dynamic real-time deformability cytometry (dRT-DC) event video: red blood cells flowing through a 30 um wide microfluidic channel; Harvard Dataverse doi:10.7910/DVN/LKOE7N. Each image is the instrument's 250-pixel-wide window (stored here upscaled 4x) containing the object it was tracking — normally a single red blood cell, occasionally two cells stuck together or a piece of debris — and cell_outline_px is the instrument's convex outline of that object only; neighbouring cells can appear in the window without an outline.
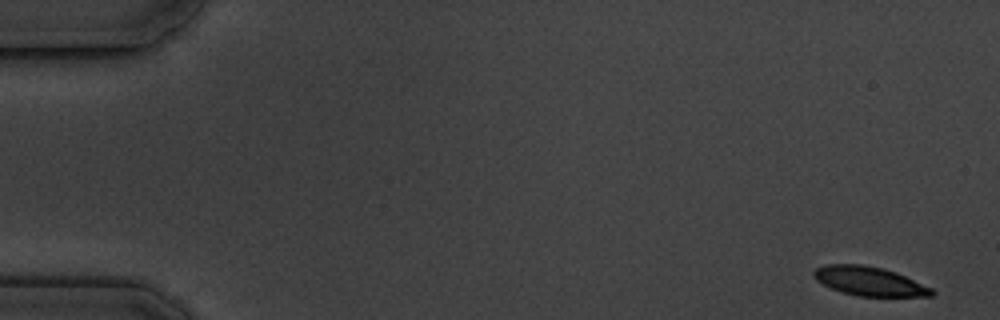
{"species": "common noctule bat (a hibernating species)", "species_latin": "Nyctalus noctula", "temperature_condition": "cold", "stored_images_in_passage": 4, "camera_frame_rate_fps": 3000, "um_per_image_px": 0.085, "animal": {"sex": "male", "body_mass_g": 19.5, "forearm_length_mm": 54.6}, "frame": {"image": 1, "passage_image": 1, "time_ms": 0.0, "image_size_px": [1000, 320], "cell_outline_px": [[936, 292], [932, 296], [860, 296], [844, 292], [832, 288], [816, 280], [812, 276], [812, 272], [816, 268], [824, 264], [864, 264], [884, 268], [896, 272], [932, 288]], "centroid_in_image_um": [73.89, 23.88], "position_along_channel_um": 11.1, "area_um2": 19.94}}